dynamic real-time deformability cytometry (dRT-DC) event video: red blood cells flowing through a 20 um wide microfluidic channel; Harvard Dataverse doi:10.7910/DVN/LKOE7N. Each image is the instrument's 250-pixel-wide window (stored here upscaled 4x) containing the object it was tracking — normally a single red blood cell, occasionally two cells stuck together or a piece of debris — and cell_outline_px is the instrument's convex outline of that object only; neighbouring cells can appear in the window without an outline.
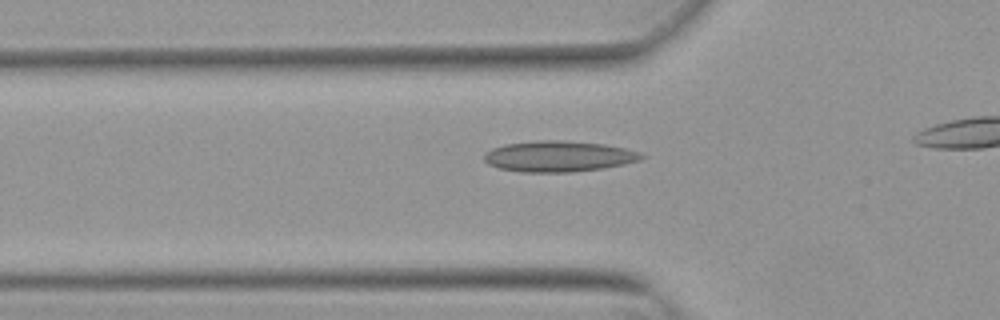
{"species": "Egyptian fruit bat (a non-hibernating species)", "species_latin": "Rousettus aegyptiacus", "temperature_condition": "warm", "stored_images_in_passage": 35, "camera_frame_rate_fps": 3000, "um_per_image_px": 0.085, "animal": {"sex": "female"}, "frame": {"image": 1, "passage_image": 10, "time_ms": 3.0, "image_size_px": [1000, 320], "cell_outline_px": [[648, 156], [640, 160], [624, 164], [600, 168], [572, 172], [520, 172], [500, 168], [488, 164], [484, 160], [484, 152], [492, 148], [504, 144], [536, 140], [564, 140], [604, 144], [624, 148], [640, 152]], "centroid_in_image_um": [47.47, 13.28], "position_along_channel_um": 78.3, "area_um2": 28.44}}
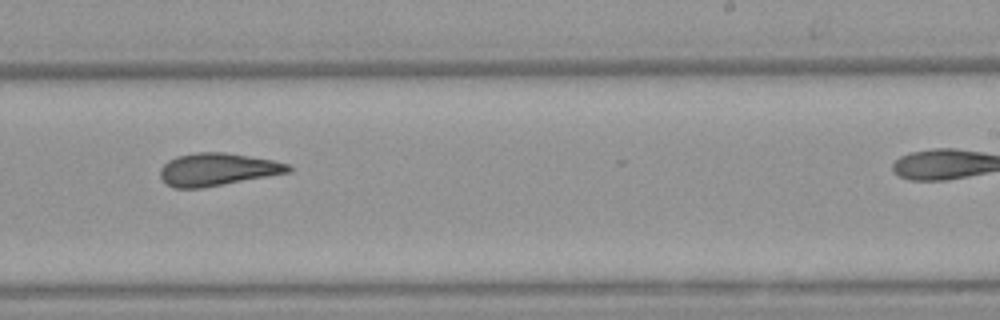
{"frame": {"image": 2, "passage_image": 25, "time_ms": 8.0, "image_size_px": [1000, 320], "cell_outline_px": [[292, 172], [200, 188], [172, 188], [164, 184], [160, 176], [160, 168], [168, 160], [176, 156], [196, 152], [224, 152], [272, 160], [288, 164], [292, 168]], "centroid_in_image_um": [18.44, 14.4], "position_along_channel_um": 270.6, "area_um2": 24.39}}
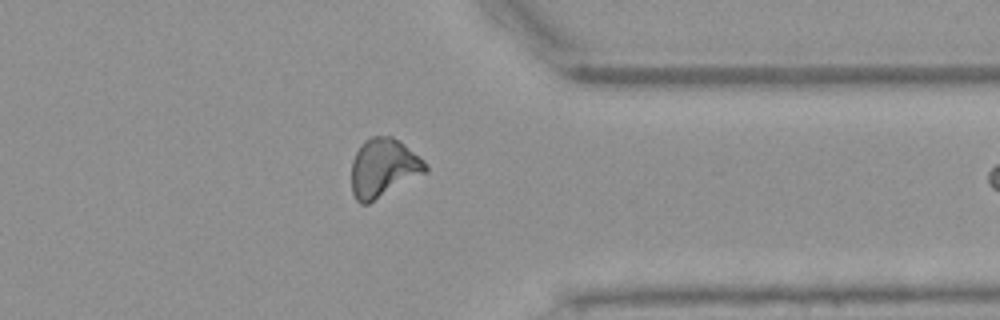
{"frame": {"image": 3, "passage_image": 34, "time_ms": 11.0, "image_size_px": [1000, 320], "cell_outline_px": [[428, 172], [368, 204], [360, 204], [356, 200], [352, 192], [352, 160], [356, 152], [364, 140], [372, 136], [392, 136], [400, 140], [424, 160], [428, 164]], "centroid_in_image_um": [32.61, 14.27], "position_along_channel_um": 378.8, "area_um2": 25.55}}